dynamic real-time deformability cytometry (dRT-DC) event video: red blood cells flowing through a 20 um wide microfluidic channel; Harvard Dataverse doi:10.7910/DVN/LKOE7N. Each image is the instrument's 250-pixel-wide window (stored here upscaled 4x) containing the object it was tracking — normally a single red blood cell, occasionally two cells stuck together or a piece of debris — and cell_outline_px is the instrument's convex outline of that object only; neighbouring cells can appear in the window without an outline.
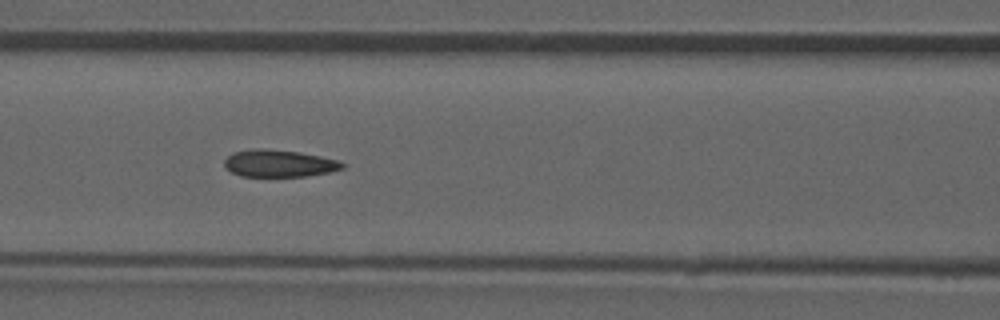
{"species": "common noctule bat (a hibernating species)", "species_latin": "Nyctalus noctula", "temperature_condition": "room temperature", "stored_images_in_passage": 44, "camera_frame_rate_fps": 3000, "um_per_image_px": 0.085, "animal": {"sex": "male", "forearm_length_mm": 52.5}, "frame": {"image": 1, "passage_image": 19, "time_ms": 6.0, "image_size_px": [1000, 320], "cell_outline_px": [[348, 164], [344, 168], [328, 172], [308, 176], [240, 176], [224, 168], [224, 160], [232, 152], [252, 148], [264, 148], [300, 152], [320, 156], [336, 160]], "centroid_in_image_um": [23.7, 13.88], "position_along_channel_um": 142.9, "area_um2": 18.84}, "authors_computed_cell_mechanics": {"area_um2": 19.1318, "velocity_mm_per_s": 3.9571, "shape_relaxation_time_tau1_ms": null, "shape_relaxation_time_tau2_ms": 1.6059, "deformation_change_tau1": null, "deformation_change_tau2": 0.0797}}